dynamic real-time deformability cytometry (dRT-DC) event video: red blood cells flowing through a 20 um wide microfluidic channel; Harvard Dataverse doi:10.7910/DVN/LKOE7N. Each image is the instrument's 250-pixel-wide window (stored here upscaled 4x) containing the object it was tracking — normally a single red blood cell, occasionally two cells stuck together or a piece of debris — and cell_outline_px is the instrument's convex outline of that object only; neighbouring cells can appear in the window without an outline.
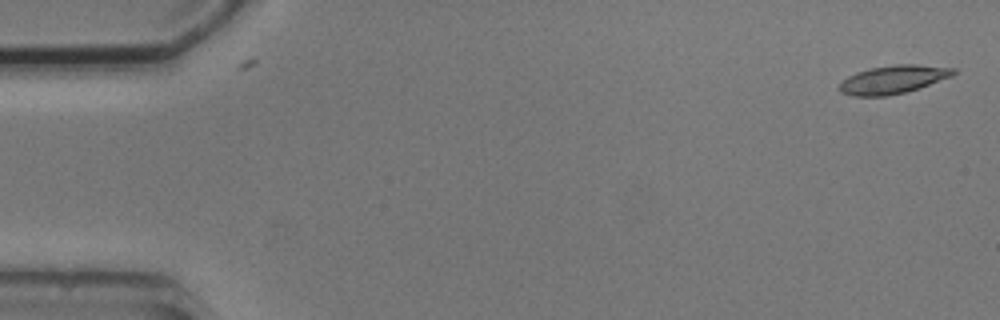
{"species": "common noctule bat (a hibernating species)", "species_latin": "Nyctalus noctula", "temperature_condition": "cold", "stored_images_in_passage": 5, "camera_frame_rate_fps": 3000, "um_per_image_px": 0.085, "animal": {"sex": "male", "body_mass_g": 20.5, "forearm_length_mm": 52.5}, "frame": {"image": 1, "passage_image": 1, "time_ms": 0.0, "image_size_px": [1000, 320], "cell_outline_px": [[956, 72], [952, 76], [920, 88], [904, 92], [884, 96], [852, 96], [840, 92], [840, 84], [848, 76], [856, 72], [872, 68], [896, 64], [916, 64], [956, 68]], "centroid_in_image_um": [75.94, 6.75], "position_along_channel_um": 9.1, "area_um2": 18.67}}
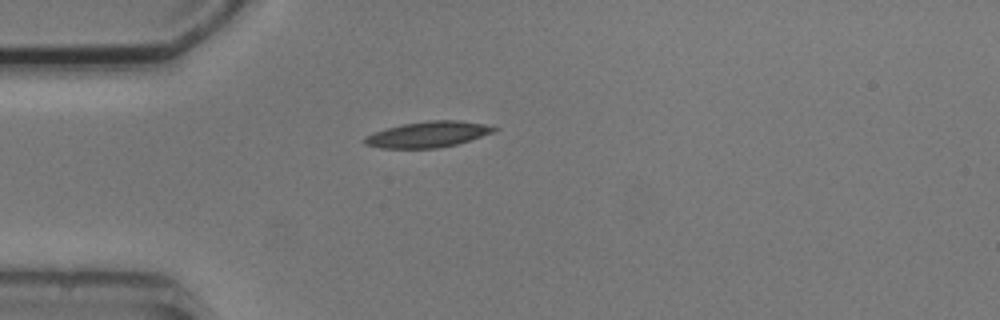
{"frame": {"image": 2, "passage_image": 5, "time_ms": 4.333, "image_size_px": [1000, 320], "cell_outline_px": [[500, 128], [496, 132], [456, 144], [436, 148], [380, 148], [364, 144], [360, 140], [364, 136], [388, 128], [404, 124], [428, 120], [460, 120], [484, 124]], "centroid_in_image_um": [36.38, 11.42], "position_along_channel_um": 48.6, "area_um2": 19.54}}